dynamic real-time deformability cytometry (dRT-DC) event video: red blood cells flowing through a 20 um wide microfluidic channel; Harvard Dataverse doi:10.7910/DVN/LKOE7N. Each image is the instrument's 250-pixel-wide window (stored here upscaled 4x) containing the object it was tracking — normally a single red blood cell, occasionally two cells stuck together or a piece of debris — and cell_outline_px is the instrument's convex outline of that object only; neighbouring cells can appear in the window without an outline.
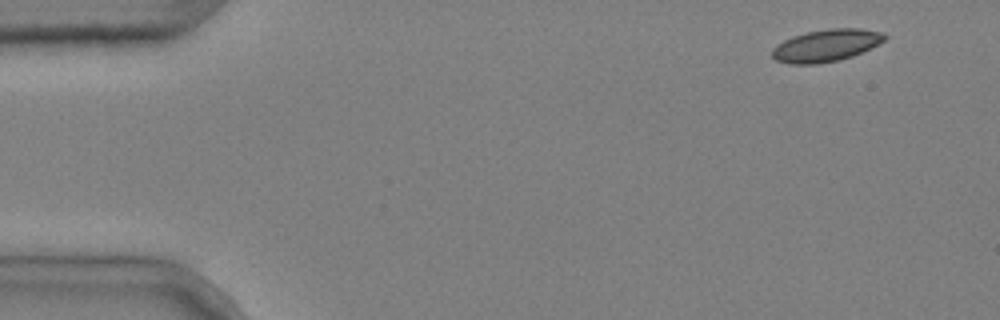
{"species": "common noctule bat (a hibernating species)", "species_latin": "Nyctalus noctula", "temperature_condition": "cold", "stored_images_in_passage": 4, "camera_frame_rate_fps": 3000, "um_per_image_px": 0.085, "animal": {"sex": "male", "body_mass_g": 20.4}, "frame": {"image": 1, "passage_image": 1, "time_ms": 0.0, "image_size_px": [1000, 320], "cell_outline_px": [[888, 36], [884, 40], [852, 56], [840, 60], [816, 64], [792, 64], [776, 60], [772, 56], [772, 48], [776, 44], [792, 36], [808, 32], [828, 28], [860, 28], [880, 32]], "centroid_in_image_um": [70.18, 3.86], "position_along_channel_um": 14.8, "area_um2": 20.92}}
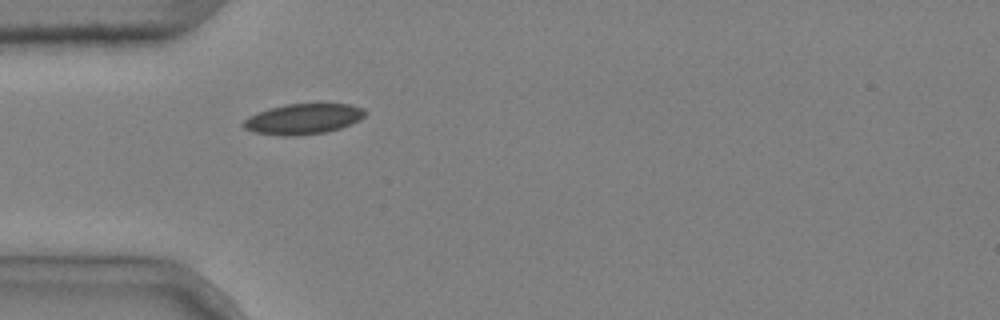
{"frame": {"image": 2, "passage_image": 4, "time_ms": 1.0, "image_size_px": [1000, 320], "cell_outline_px": [[368, 112], [360, 120], [352, 124], [340, 128], [324, 132], [292, 136], [284, 136], [252, 132], [244, 128], [240, 124], [248, 116], [256, 112], [268, 108], [284, 104], [352, 104], [364, 108]], "centroid_in_image_um": [25.76, 10.1], "position_along_channel_um": 59.2, "area_um2": 21.91}}